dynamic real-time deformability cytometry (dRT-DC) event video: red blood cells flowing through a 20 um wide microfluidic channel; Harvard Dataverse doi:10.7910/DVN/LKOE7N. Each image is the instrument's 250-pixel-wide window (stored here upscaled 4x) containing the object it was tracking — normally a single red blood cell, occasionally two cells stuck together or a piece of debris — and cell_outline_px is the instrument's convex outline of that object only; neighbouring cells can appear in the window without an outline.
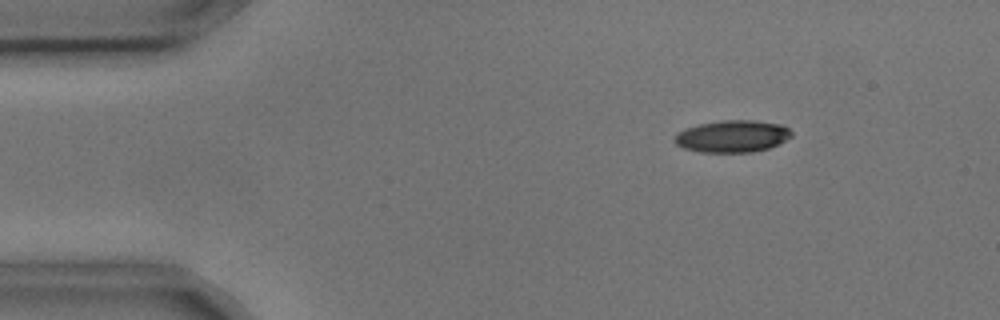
{"species": "common noctule bat (a hibernating species)", "species_latin": "Nyctalus noctula", "temperature_condition": "cold", "stored_images_in_passage": 5, "camera_frame_rate_fps": 3000, "um_per_image_px": 0.085, "animal": {"sex": "male", "body_mass_g": 17.9, "forearm_length_mm": 54.2}, "frame": {"image": 1, "passage_image": 2, "time_ms": 0.333, "image_size_px": [1000, 320], "cell_outline_px": [[792, 136], [768, 148], [752, 152], [700, 152], [684, 148], [676, 144], [672, 140], [672, 136], [676, 132], [684, 128], [700, 124], [720, 120], [752, 120], [784, 124], [792, 132]], "centroid_in_image_um": [62.2, 11.57], "position_along_channel_um": 22.8, "area_um2": 22.02}}